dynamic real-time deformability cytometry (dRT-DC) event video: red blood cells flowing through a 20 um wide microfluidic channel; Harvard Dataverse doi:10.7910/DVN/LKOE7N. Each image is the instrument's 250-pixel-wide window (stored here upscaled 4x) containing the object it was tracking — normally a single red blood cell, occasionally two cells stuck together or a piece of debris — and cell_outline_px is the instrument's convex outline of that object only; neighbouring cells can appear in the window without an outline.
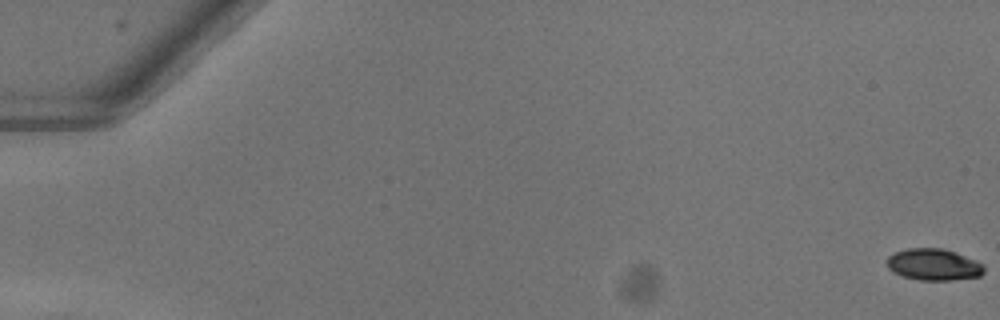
{"species": "common noctule bat (a hibernating species)", "species_latin": "Nyctalus noctula", "temperature_condition": "warm", "stored_images_in_passage": 53, "camera_frame_rate_fps": 3000, "um_per_image_px": 0.085, "animal": {"sex": "female"}, "frame": {"image": 1, "passage_image": 1, "time_ms": 0.0, "image_size_px": [1000, 320], "cell_outline_px": [[984, 272], [980, 276], [952, 280], [920, 280], [900, 276], [892, 272], [888, 268], [888, 256], [896, 252], [908, 248], [944, 248], [956, 252], [976, 260], [984, 264]], "centroid_in_image_um": [79.37, 22.49], "position_along_channel_um": 5.6, "area_um2": 18.03}}
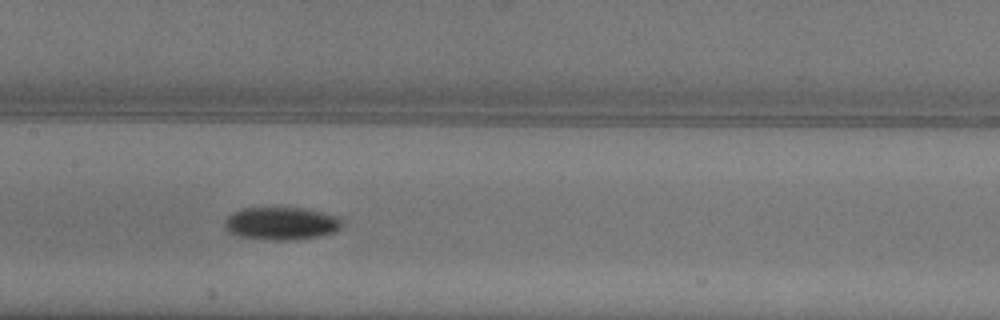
{"frame": {"image": 2, "passage_image": 28, "time_ms": 9.0, "image_size_px": [1000, 320], "cell_outline_px": [[344, 224], [336, 232], [320, 236], [296, 240], [264, 240], [236, 236], [228, 232], [224, 228], [224, 220], [232, 212], [244, 208], [300, 208], [324, 212], [344, 216]], "centroid_in_image_um": [23.96, 19.0], "position_along_channel_um": 183.4, "area_um2": 23.12}}
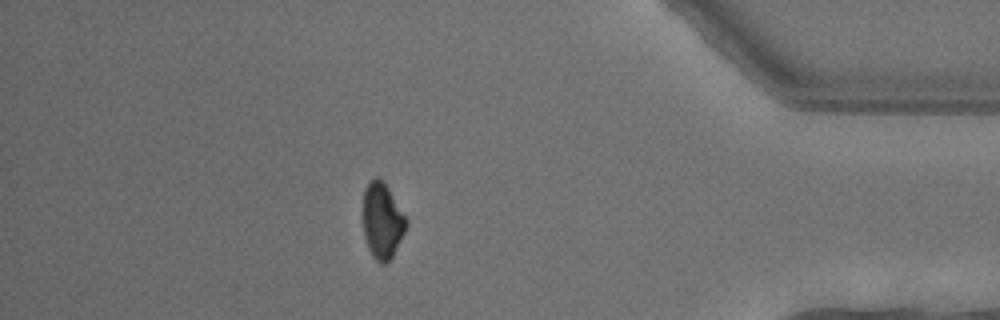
{"frame": {"image": 3, "passage_image": 47, "time_ms": 15.333, "image_size_px": [1000, 320], "cell_outline_px": [[408, 224], [392, 256], [384, 264], [380, 264], [372, 256], [368, 248], [364, 236], [364, 188], [376, 176], [388, 188], [408, 220]], "centroid_in_image_um": [32.49, 18.79], "position_along_channel_um": 402.7, "area_um2": 18.67}, "authors_computed_cell_mechanics": {"area_um2": 19.7676, "velocity_mm_per_s": 4.0552, "shape_relaxation_time_tau1_ms": 5.7446, "shape_relaxation_time_tau2_ms": null, "deformation_change_tau1": 0.1561, "deformation_change_tau2": null}}